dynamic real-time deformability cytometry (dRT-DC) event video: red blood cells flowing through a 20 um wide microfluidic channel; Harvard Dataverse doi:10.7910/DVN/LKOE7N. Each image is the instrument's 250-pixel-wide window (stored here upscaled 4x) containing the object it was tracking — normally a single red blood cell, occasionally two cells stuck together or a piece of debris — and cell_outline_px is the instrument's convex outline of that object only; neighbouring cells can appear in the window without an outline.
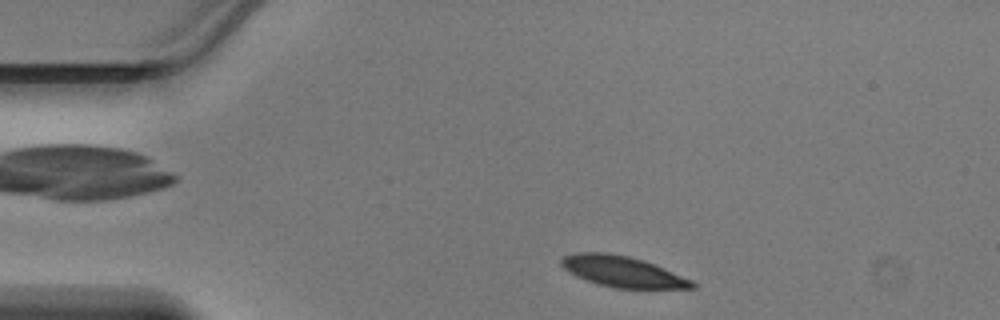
{"species": "Egyptian fruit bat (a non-hibernating species)", "species_latin": "Rousettus aegyptiacus", "temperature_condition": "warm", "stored_images_in_passage": 40, "camera_frame_rate_fps": 3000, "um_per_image_px": 0.085, "animal": {"sex": "male"}, "frame": {"image": 1, "passage_image": 2, "time_ms": 0.333, "image_size_px": [1000, 320], "cell_outline_px": [[696, 288], [612, 288], [588, 280], [564, 268], [560, 264], [560, 260], [564, 256], [576, 252], [604, 252], [628, 256], [644, 260], [664, 268], [692, 280], [696, 284]], "centroid_in_image_um": [52.94, 23.07], "position_along_channel_um": 32.1, "area_um2": 23.18}}
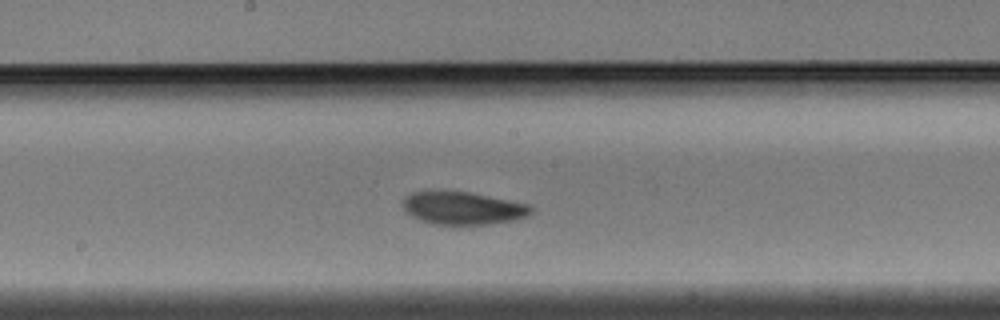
{"frame": {"image": 2, "passage_image": 18, "time_ms": 5.667, "image_size_px": [1000, 320], "cell_outline_px": [[532, 212], [528, 216], [516, 220], [484, 224], [432, 224], [412, 216], [404, 208], [404, 196], [412, 192], [428, 188], [440, 188], [468, 192], [532, 204]], "centroid_in_image_um": [39.33, 17.63], "position_along_channel_um": 208.9, "area_um2": 25.14}}
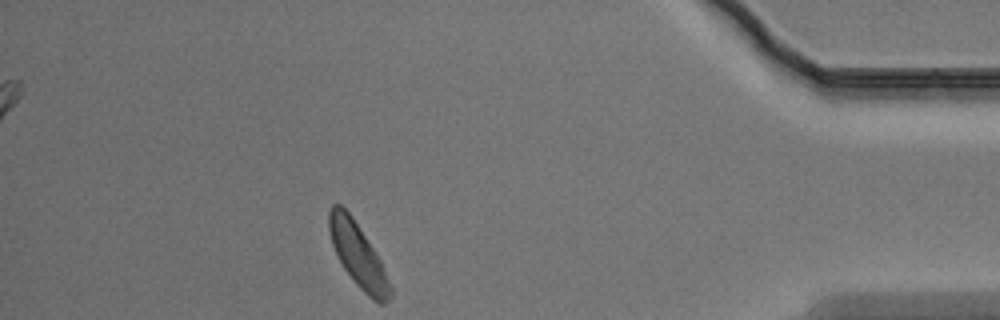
{"frame": {"image": 3, "passage_image": 35, "time_ms": 11.333, "image_size_px": [1000, 320], "cell_outline_px": [[392, 296], [384, 304], [380, 304], [372, 300], [356, 284], [344, 268], [332, 244], [328, 232], [328, 212], [332, 204], [340, 204], [352, 216], [380, 260], [392, 288]], "centroid_in_image_um": [30.42, 21.69], "position_along_channel_um": 404.8, "area_um2": 22.43}}